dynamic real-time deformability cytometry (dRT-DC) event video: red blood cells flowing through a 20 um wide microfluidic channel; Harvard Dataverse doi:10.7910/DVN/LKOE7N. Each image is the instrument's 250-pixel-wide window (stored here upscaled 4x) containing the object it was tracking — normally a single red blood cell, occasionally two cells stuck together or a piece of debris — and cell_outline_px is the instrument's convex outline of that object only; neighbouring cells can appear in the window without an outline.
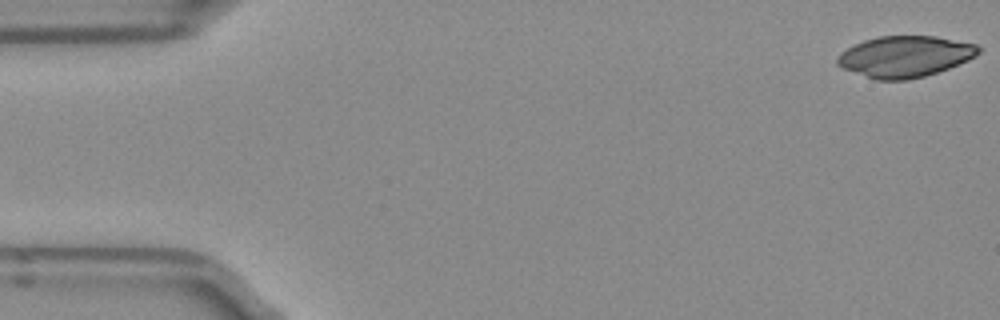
{"species": "Egyptian fruit bat (a non-hibernating species)", "species_latin": "Rousettus aegyptiacus", "temperature_condition": "room temperature", "stored_images_in_passage": 48, "camera_frame_rate_fps": 3000, "um_per_image_px": 0.085, "frame": {"image": 1, "passage_image": 1, "time_ms": 0.0, "image_size_px": [1000, 320], "cell_outline_px": [[980, 52], [976, 56], [968, 60], [948, 68], [924, 76], [908, 80], [876, 80], [844, 68], [836, 64], [836, 56], [840, 52], [864, 40], [880, 36], [936, 36], [976, 44], [980, 48]], "centroid_in_image_um": [76.92, 4.8], "position_along_channel_um": 8.1, "area_um2": 33.7}}
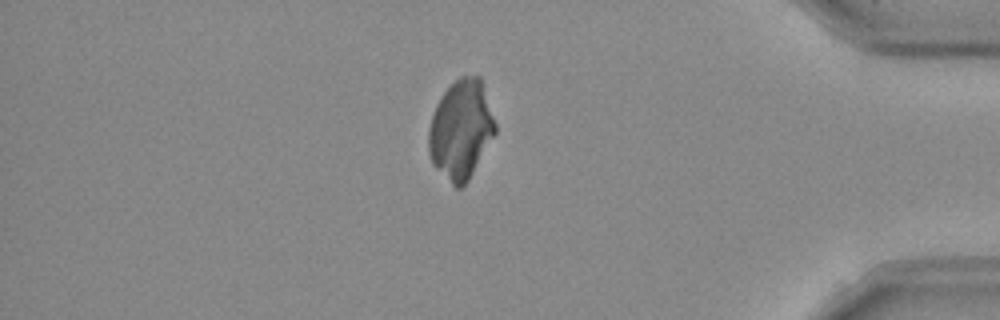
{"frame": {"image": 2, "passage_image": 43, "time_ms": 14.0, "image_size_px": [1000, 320], "cell_outline_px": [[496, 132], [468, 180], [460, 188], [456, 188], [432, 164], [428, 152], [428, 128], [436, 104], [444, 92], [460, 76], [480, 76], [496, 124]], "centroid_in_image_um": [39.16, 11.02], "position_along_channel_um": 396.0, "area_um2": 38.09}}